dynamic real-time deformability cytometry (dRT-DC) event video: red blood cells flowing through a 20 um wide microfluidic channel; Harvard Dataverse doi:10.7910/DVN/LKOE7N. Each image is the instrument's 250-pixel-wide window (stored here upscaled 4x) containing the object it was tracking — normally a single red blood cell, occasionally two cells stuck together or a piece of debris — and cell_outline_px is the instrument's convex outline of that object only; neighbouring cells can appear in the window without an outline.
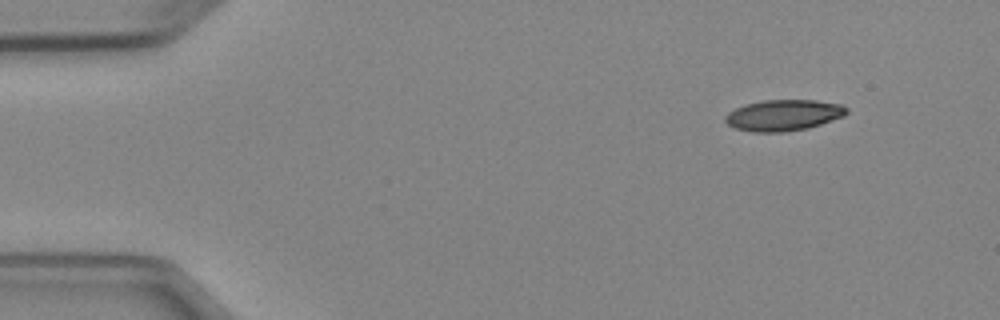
{"species": "Egyptian fruit bat (a non-hibernating species)", "species_latin": "Rousettus aegyptiacus", "temperature_condition": "cold", "stored_images_in_passage": 4, "camera_frame_rate_fps": 3000, "um_per_image_px": 0.085, "animal": {"sex": "female"}, "frame": {"image": 1, "passage_image": 1, "time_ms": 0.0, "image_size_px": [1000, 320], "cell_outline_px": [[848, 112], [844, 116], [808, 128], [784, 132], [752, 132], [736, 128], [728, 124], [724, 120], [724, 116], [728, 112], [744, 104], [764, 100], [816, 100], [840, 104], [848, 108]], "centroid_in_image_um": [66.59, 9.79], "position_along_channel_um": 18.4, "area_um2": 22.02}}
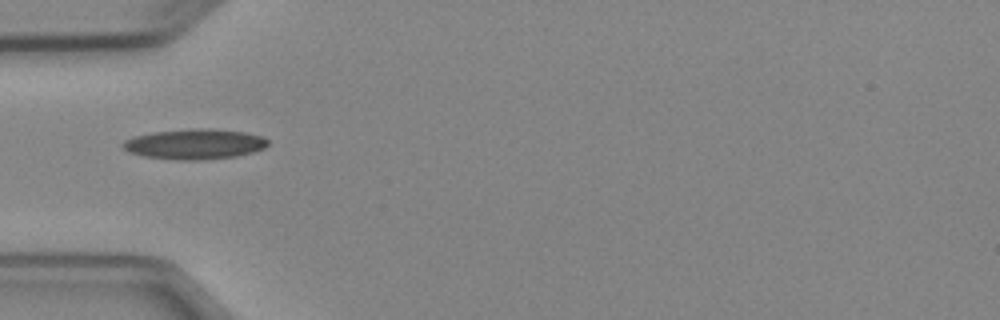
{"frame": {"image": 2, "passage_image": 4, "time_ms": 3.667, "image_size_px": [1000, 320], "cell_outline_px": [[268, 144], [264, 148], [252, 152], [236, 156], [196, 160], [180, 160], [144, 156], [128, 152], [120, 144], [124, 140], [132, 136], [152, 132], [196, 128], [208, 128], [244, 132], [264, 136], [268, 140]], "centroid_in_image_um": [16.52, 12.24], "position_along_channel_um": 68.5, "area_um2": 25.61}}